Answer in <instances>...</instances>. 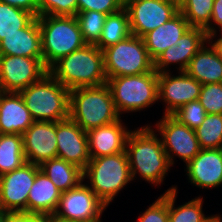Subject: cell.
Wrapping results in <instances>:
<instances>
[{
  "label": "cell",
  "instance_id": "cell-2",
  "mask_svg": "<svg viewBox=\"0 0 222 222\" xmlns=\"http://www.w3.org/2000/svg\"><path fill=\"white\" fill-rule=\"evenodd\" d=\"M48 73L69 90L107 83L103 51L93 44L60 58Z\"/></svg>",
  "mask_w": 222,
  "mask_h": 222
},
{
  "label": "cell",
  "instance_id": "cell-16",
  "mask_svg": "<svg viewBox=\"0 0 222 222\" xmlns=\"http://www.w3.org/2000/svg\"><path fill=\"white\" fill-rule=\"evenodd\" d=\"M57 157L84 170L90 161L87 133L70 117L56 122Z\"/></svg>",
  "mask_w": 222,
  "mask_h": 222
},
{
  "label": "cell",
  "instance_id": "cell-13",
  "mask_svg": "<svg viewBox=\"0 0 222 222\" xmlns=\"http://www.w3.org/2000/svg\"><path fill=\"white\" fill-rule=\"evenodd\" d=\"M48 73L43 58L0 55V91L19 93Z\"/></svg>",
  "mask_w": 222,
  "mask_h": 222
},
{
  "label": "cell",
  "instance_id": "cell-45",
  "mask_svg": "<svg viewBox=\"0 0 222 222\" xmlns=\"http://www.w3.org/2000/svg\"><path fill=\"white\" fill-rule=\"evenodd\" d=\"M210 222H222V214L217 212L216 216Z\"/></svg>",
  "mask_w": 222,
  "mask_h": 222
},
{
  "label": "cell",
  "instance_id": "cell-38",
  "mask_svg": "<svg viewBox=\"0 0 222 222\" xmlns=\"http://www.w3.org/2000/svg\"><path fill=\"white\" fill-rule=\"evenodd\" d=\"M222 27V0H214L213 12L209 25L204 29L207 35L216 32Z\"/></svg>",
  "mask_w": 222,
  "mask_h": 222
},
{
  "label": "cell",
  "instance_id": "cell-9",
  "mask_svg": "<svg viewBox=\"0 0 222 222\" xmlns=\"http://www.w3.org/2000/svg\"><path fill=\"white\" fill-rule=\"evenodd\" d=\"M154 124H149L155 132H158L165 153L174 167L175 158H180L184 166L192 160L201 150L196 132L182 124L173 115H163Z\"/></svg>",
  "mask_w": 222,
  "mask_h": 222
},
{
  "label": "cell",
  "instance_id": "cell-23",
  "mask_svg": "<svg viewBox=\"0 0 222 222\" xmlns=\"http://www.w3.org/2000/svg\"><path fill=\"white\" fill-rule=\"evenodd\" d=\"M61 191L41 170L36 174L27 199V214L49 216L55 210L61 197Z\"/></svg>",
  "mask_w": 222,
  "mask_h": 222
},
{
  "label": "cell",
  "instance_id": "cell-19",
  "mask_svg": "<svg viewBox=\"0 0 222 222\" xmlns=\"http://www.w3.org/2000/svg\"><path fill=\"white\" fill-rule=\"evenodd\" d=\"M122 119L86 132L90 158L125 152L126 140L132 129Z\"/></svg>",
  "mask_w": 222,
  "mask_h": 222
},
{
  "label": "cell",
  "instance_id": "cell-5",
  "mask_svg": "<svg viewBox=\"0 0 222 222\" xmlns=\"http://www.w3.org/2000/svg\"><path fill=\"white\" fill-rule=\"evenodd\" d=\"M34 121L69 118L70 90L49 73L19 92Z\"/></svg>",
  "mask_w": 222,
  "mask_h": 222
},
{
  "label": "cell",
  "instance_id": "cell-8",
  "mask_svg": "<svg viewBox=\"0 0 222 222\" xmlns=\"http://www.w3.org/2000/svg\"><path fill=\"white\" fill-rule=\"evenodd\" d=\"M104 69L109 78L139 75L154 70L143 38L130 35L126 39L103 50Z\"/></svg>",
  "mask_w": 222,
  "mask_h": 222
},
{
  "label": "cell",
  "instance_id": "cell-11",
  "mask_svg": "<svg viewBox=\"0 0 222 222\" xmlns=\"http://www.w3.org/2000/svg\"><path fill=\"white\" fill-rule=\"evenodd\" d=\"M131 33L143 37L169 21L179 12V6L170 0H124Z\"/></svg>",
  "mask_w": 222,
  "mask_h": 222
},
{
  "label": "cell",
  "instance_id": "cell-37",
  "mask_svg": "<svg viewBox=\"0 0 222 222\" xmlns=\"http://www.w3.org/2000/svg\"><path fill=\"white\" fill-rule=\"evenodd\" d=\"M124 8V0H77V12L97 11L107 15Z\"/></svg>",
  "mask_w": 222,
  "mask_h": 222
},
{
  "label": "cell",
  "instance_id": "cell-25",
  "mask_svg": "<svg viewBox=\"0 0 222 222\" xmlns=\"http://www.w3.org/2000/svg\"><path fill=\"white\" fill-rule=\"evenodd\" d=\"M39 168L62 193L83 181L82 169L58 157L43 162Z\"/></svg>",
  "mask_w": 222,
  "mask_h": 222
},
{
  "label": "cell",
  "instance_id": "cell-27",
  "mask_svg": "<svg viewBox=\"0 0 222 222\" xmlns=\"http://www.w3.org/2000/svg\"><path fill=\"white\" fill-rule=\"evenodd\" d=\"M132 35L128 12L125 8L106 16L101 37L95 44L100 50H104Z\"/></svg>",
  "mask_w": 222,
  "mask_h": 222
},
{
  "label": "cell",
  "instance_id": "cell-3",
  "mask_svg": "<svg viewBox=\"0 0 222 222\" xmlns=\"http://www.w3.org/2000/svg\"><path fill=\"white\" fill-rule=\"evenodd\" d=\"M83 181L108 207L133 182L126 151L91 158L83 170Z\"/></svg>",
  "mask_w": 222,
  "mask_h": 222
},
{
  "label": "cell",
  "instance_id": "cell-34",
  "mask_svg": "<svg viewBox=\"0 0 222 222\" xmlns=\"http://www.w3.org/2000/svg\"><path fill=\"white\" fill-rule=\"evenodd\" d=\"M198 101L206 114H222V83L203 84Z\"/></svg>",
  "mask_w": 222,
  "mask_h": 222
},
{
  "label": "cell",
  "instance_id": "cell-7",
  "mask_svg": "<svg viewBox=\"0 0 222 222\" xmlns=\"http://www.w3.org/2000/svg\"><path fill=\"white\" fill-rule=\"evenodd\" d=\"M115 108L118 114L136 113L158 104V73L151 72L109 78Z\"/></svg>",
  "mask_w": 222,
  "mask_h": 222
},
{
  "label": "cell",
  "instance_id": "cell-44",
  "mask_svg": "<svg viewBox=\"0 0 222 222\" xmlns=\"http://www.w3.org/2000/svg\"><path fill=\"white\" fill-rule=\"evenodd\" d=\"M9 213L0 205V222H4Z\"/></svg>",
  "mask_w": 222,
  "mask_h": 222
},
{
  "label": "cell",
  "instance_id": "cell-22",
  "mask_svg": "<svg viewBox=\"0 0 222 222\" xmlns=\"http://www.w3.org/2000/svg\"><path fill=\"white\" fill-rule=\"evenodd\" d=\"M190 28L188 21L179 11L169 21L145 34L142 38L150 58L154 61L167 48L176 45L178 39Z\"/></svg>",
  "mask_w": 222,
  "mask_h": 222
},
{
  "label": "cell",
  "instance_id": "cell-6",
  "mask_svg": "<svg viewBox=\"0 0 222 222\" xmlns=\"http://www.w3.org/2000/svg\"><path fill=\"white\" fill-rule=\"evenodd\" d=\"M43 64L49 69L60 58L86 45L75 16H38Z\"/></svg>",
  "mask_w": 222,
  "mask_h": 222
},
{
  "label": "cell",
  "instance_id": "cell-21",
  "mask_svg": "<svg viewBox=\"0 0 222 222\" xmlns=\"http://www.w3.org/2000/svg\"><path fill=\"white\" fill-rule=\"evenodd\" d=\"M0 55L43 58L42 38L38 17L18 32L5 36L0 41Z\"/></svg>",
  "mask_w": 222,
  "mask_h": 222
},
{
  "label": "cell",
  "instance_id": "cell-26",
  "mask_svg": "<svg viewBox=\"0 0 222 222\" xmlns=\"http://www.w3.org/2000/svg\"><path fill=\"white\" fill-rule=\"evenodd\" d=\"M180 190H169V222H210L216 214L205 215L203 196H195L182 205L176 204Z\"/></svg>",
  "mask_w": 222,
  "mask_h": 222
},
{
  "label": "cell",
  "instance_id": "cell-1",
  "mask_svg": "<svg viewBox=\"0 0 222 222\" xmlns=\"http://www.w3.org/2000/svg\"><path fill=\"white\" fill-rule=\"evenodd\" d=\"M125 151L128 156L131 176L144 180L152 187L159 188L171 172L172 165L165 153L157 132L149 125L137 127L129 133Z\"/></svg>",
  "mask_w": 222,
  "mask_h": 222
},
{
  "label": "cell",
  "instance_id": "cell-39",
  "mask_svg": "<svg viewBox=\"0 0 222 222\" xmlns=\"http://www.w3.org/2000/svg\"><path fill=\"white\" fill-rule=\"evenodd\" d=\"M10 6L23 9L38 17L39 0H0Z\"/></svg>",
  "mask_w": 222,
  "mask_h": 222
},
{
  "label": "cell",
  "instance_id": "cell-14",
  "mask_svg": "<svg viewBox=\"0 0 222 222\" xmlns=\"http://www.w3.org/2000/svg\"><path fill=\"white\" fill-rule=\"evenodd\" d=\"M39 166L26 162L0 176V205L8 213H27V199Z\"/></svg>",
  "mask_w": 222,
  "mask_h": 222
},
{
  "label": "cell",
  "instance_id": "cell-29",
  "mask_svg": "<svg viewBox=\"0 0 222 222\" xmlns=\"http://www.w3.org/2000/svg\"><path fill=\"white\" fill-rule=\"evenodd\" d=\"M34 18L33 14L0 1V41L26 27Z\"/></svg>",
  "mask_w": 222,
  "mask_h": 222
},
{
  "label": "cell",
  "instance_id": "cell-18",
  "mask_svg": "<svg viewBox=\"0 0 222 222\" xmlns=\"http://www.w3.org/2000/svg\"><path fill=\"white\" fill-rule=\"evenodd\" d=\"M26 161L40 166L57 157L56 122L34 121L22 135Z\"/></svg>",
  "mask_w": 222,
  "mask_h": 222
},
{
  "label": "cell",
  "instance_id": "cell-33",
  "mask_svg": "<svg viewBox=\"0 0 222 222\" xmlns=\"http://www.w3.org/2000/svg\"><path fill=\"white\" fill-rule=\"evenodd\" d=\"M178 185H171L162 195H159L144 212L136 217V222H169V190L173 191Z\"/></svg>",
  "mask_w": 222,
  "mask_h": 222
},
{
  "label": "cell",
  "instance_id": "cell-31",
  "mask_svg": "<svg viewBox=\"0 0 222 222\" xmlns=\"http://www.w3.org/2000/svg\"><path fill=\"white\" fill-rule=\"evenodd\" d=\"M213 4L214 0H184L179 11L190 27L205 29L210 23Z\"/></svg>",
  "mask_w": 222,
  "mask_h": 222
},
{
  "label": "cell",
  "instance_id": "cell-20",
  "mask_svg": "<svg viewBox=\"0 0 222 222\" xmlns=\"http://www.w3.org/2000/svg\"><path fill=\"white\" fill-rule=\"evenodd\" d=\"M34 120L20 93L0 91V134H20Z\"/></svg>",
  "mask_w": 222,
  "mask_h": 222
},
{
  "label": "cell",
  "instance_id": "cell-24",
  "mask_svg": "<svg viewBox=\"0 0 222 222\" xmlns=\"http://www.w3.org/2000/svg\"><path fill=\"white\" fill-rule=\"evenodd\" d=\"M185 72L202 85L222 83V57L207 41L190 60Z\"/></svg>",
  "mask_w": 222,
  "mask_h": 222
},
{
  "label": "cell",
  "instance_id": "cell-32",
  "mask_svg": "<svg viewBox=\"0 0 222 222\" xmlns=\"http://www.w3.org/2000/svg\"><path fill=\"white\" fill-rule=\"evenodd\" d=\"M107 14L97 11L77 12L75 16L86 44L95 45L102 33Z\"/></svg>",
  "mask_w": 222,
  "mask_h": 222
},
{
  "label": "cell",
  "instance_id": "cell-12",
  "mask_svg": "<svg viewBox=\"0 0 222 222\" xmlns=\"http://www.w3.org/2000/svg\"><path fill=\"white\" fill-rule=\"evenodd\" d=\"M172 69L176 73L170 71L158 74V103L164 107L163 115H173L183 105L198 100L202 86L185 71Z\"/></svg>",
  "mask_w": 222,
  "mask_h": 222
},
{
  "label": "cell",
  "instance_id": "cell-30",
  "mask_svg": "<svg viewBox=\"0 0 222 222\" xmlns=\"http://www.w3.org/2000/svg\"><path fill=\"white\" fill-rule=\"evenodd\" d=\"M195 132L201 149L222 148V114H207Z\"/></svg>",
  "mask_w": 222,
  "mask_h": 222
},
{
  "label": "cell",
  "instance_id": "cell-17",
  "mask_svg": "<svg viewBox=\"0 0 222 222\" xmlns=\"http://www.w3.org/2000/svg\"><path fill=\"white\" fill-rule=\"evenodd\" d=\"M184 168L190 185L209 191L219 189L222 187V148L201 149Z\"/></svg>",
  "mask_w": 222,
  "mask_h": 222
},
{
  "label": "cell",
  "instance_id": "cell-28",
  "mask_svg": "<svg viewBox=\"0 0 222 222\" xmlns=\"http://www.w3.org/2000/svg\"><path fill=\"white\" fill-rule=\"evenodd\" d=\"M20 134H0V176L26 163Z\"/></svg>",
  "mask_w": 222,
  "mask_h": 222
},
{
  "label": "cell",
  "instance_id": "cell-10",
  "mask_svg": "<svg viewBox=\"0 0 222 222\" xmlns=\"http://www.w3.org/2000/svg\"><path fill=\"white\" fill-rule=\"evenodd\" d=\"M107 206L82 181L77 187L61 193L54 216L77 222H103Z\"/></svg>",
  "mask_w": 222,
  "mask_h": 222
},
{
  "label": "cell",
  "instance_id": "cell-36",
  "mask_svg": "<svg viewBox=\"0 0 222 222\" xmlns=\"http://www.w3.org/2000/svg\"><path fill=\"white\" fill-rule=\"evenodd\" d=\"M76 16L77 0H39L38 16Z\"/></svg>",
  "mask_w": 222,
  "mask_h": 222
},
{
  "label": "cell",
  "instance_id": "cell-40",
  "mask_svg": "<svg viewBox=\"0 0 222 222\" xmlns=\"http://www.w3.org/2000/svg\"><path fill=\"white\" fill-rule=\"evenodd\" d=\"M4 222H45V216L27 213H9Z\"/></svg>",
  "mask_w": 222,
  "mask_h": 222
},
{
  "label": "cell",
  "instance_id": "cell-4",
  "mask_svg": "<svg viewBox=\"0 0 222 222\" xmlns=\"http://www.w3.org/2000/svg\"><path fill=\"white\" fill-rule=\"evenodd\" d=\"M69 117L85 132L121 118L107 83L70 90Z\"/></svg>",
  "mask_w": 222,
  "mask_h": 222
},
{
  "label": "cell",
  "instance_id": "cell-42",
  "mask_svg": "<svg viewBox=\"0 0 222 222\" xmlns=\"http://www.w3.org/2000/svg\"><path fill=\"white\" fill-rule=\"evenodd\" d=\"M45 222H77V221L63 220L57 216L49 215V216H45Z\"/></svg>",
  "mask_w": 222,
  "mask_h": 222
},
{
  "label": "cell",
  "instance_id": "cell-41",
  "mask_svg": "<svg viewBox=\"0 0 222 222\" xmlns=\"http://www.w3.org/2000/svg\"><path fill=\"white\" fill-rule=\"evenodd\" d=\"M208 41L215 48L217 53L222 57V38H208Z\"/></svg>",
  "mask_w": 222,
  "mask_h": 222
},
{
  "label": "cell",
  "instance_id": "cell-35",
  "mask_svg": "<svg viewBox=\"0 0 222 222\" xmlns=\"http://www.w3.org/2000/svg\"><path fill=\"white\" fill-rule=\"evenodd\" d=\"M204 107L198 100L183 105L173 116L190 129L196 130L206 116Z\"/></svg>",
  "mask_w": 222,
  "mask_h": 222
},
{
  "label": "cell",
  "instance_id": "cell-46",
  "mask_svg": "<svg viewBox=\"0 0 222 222\" xmlns=\"http://www.w3.org/2000/svg\"><path fill=\"white\" fill-rule=\"evenodd\" d=\"M170 1L176 3L178 6H180L184 0H170Z\"/></svg>",
  "mask_w": 222,
  "mask_h": 222
},
{
  "label": "cell",
  "instance_id": "cell-43",
  "mask_svg": "<svg viewBox=\"0 0 222 222\" xmlns=\"http://www.w3.org/2000/svg\"><path fill=\"white\" fill-rule=\"evenodd\" d=\"M208 38H222V27L219 28L216 32L208 35Z\"/></svg>",
  "mask_w": 222,
  "mask_h": 222
},
{
  "label": "cell",
  "instance_id": "cell-15",
  "mask_svg": "<svg viewBox=\"0 0 222 222\" xmlns=\"http://www.w3.org/2000/svg\"><path fill=\"white\" fill-rule=\"evenodd\" d=\"M208 41L206 31L201 28L188 29L176 45H172L154 60V70L159 74L170 72L173 65L177 71H185L190 60Z\"/></svg>",
  "mask_w": 222,
  "mask_h": 222
}]
</instances>
